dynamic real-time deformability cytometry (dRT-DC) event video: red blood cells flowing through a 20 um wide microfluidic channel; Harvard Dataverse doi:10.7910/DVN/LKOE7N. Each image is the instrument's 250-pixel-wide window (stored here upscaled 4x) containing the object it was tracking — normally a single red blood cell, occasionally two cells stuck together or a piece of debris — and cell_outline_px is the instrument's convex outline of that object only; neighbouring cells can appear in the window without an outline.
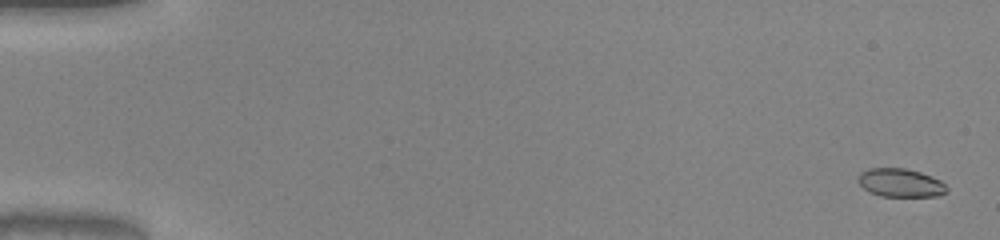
{"species": "common noctule bat (a hibernating species)", "species_latin": "Nyctalus noctula", "temperature_condition": "warm", "stored_images_in_passage": 9, "camera_frame_rate_fps": 3000, "um_per_image_px": 0.085, "animal": {"sex": "male", "body_mass_g": 20.0, "forearm_length_mm": 53.3}, "frame": {"image": 1, "passage_image": 2, "time_ms": 0.333, "image_size_px": [1000, 240], "cell_outline_px": [[948, 192], [940, 196], [880, 196], [864, 188], [856, 180], [860, 172], [868, 168], [904, 168], [920, 172], [932, 176], [940, 180], [948, 188]], "centroid_in_image_um": [76.55, 15.53], "position_along_channel_um": 8.4, "area_um2": 14.74}}